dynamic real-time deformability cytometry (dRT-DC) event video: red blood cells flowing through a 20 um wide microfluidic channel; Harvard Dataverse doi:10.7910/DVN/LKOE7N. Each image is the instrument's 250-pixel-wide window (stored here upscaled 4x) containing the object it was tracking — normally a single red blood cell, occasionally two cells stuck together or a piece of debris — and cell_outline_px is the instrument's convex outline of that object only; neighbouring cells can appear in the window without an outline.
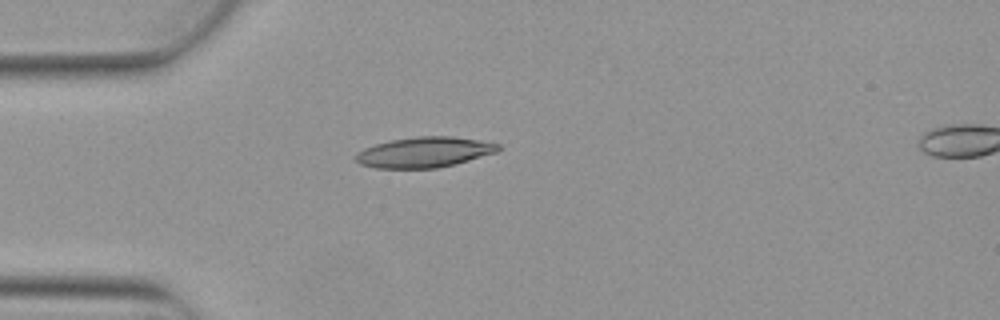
{"species": "Egyptian fruit bat (a non-hibernating species)", "species_latin": "Rousettus aegyptiacus", "temperature_condition": "warm", "stored_images_in_passage": 4, "camera_frame_rate_fps": 3000, "um_per_image_px": 0.085, "animal": {"sex": "female"}, "frame": {"image": 1, "passage_image": 3, "time_ms": 0.667, "image_size_px": [1000, 320], "cell_outline_px": [[500, 148], [496, 152], [456, 164], [436, 168], [376, 168], [360, 164], [352, 156], [356, 152], [364, 148], [376, 144], [392, 140], [416, 136], [452, 136], [500, 144]], "centroid_in_image_um": [36.02, 12.94], "position_along_channel_um": 49.0, "area_um2": 25.2}}